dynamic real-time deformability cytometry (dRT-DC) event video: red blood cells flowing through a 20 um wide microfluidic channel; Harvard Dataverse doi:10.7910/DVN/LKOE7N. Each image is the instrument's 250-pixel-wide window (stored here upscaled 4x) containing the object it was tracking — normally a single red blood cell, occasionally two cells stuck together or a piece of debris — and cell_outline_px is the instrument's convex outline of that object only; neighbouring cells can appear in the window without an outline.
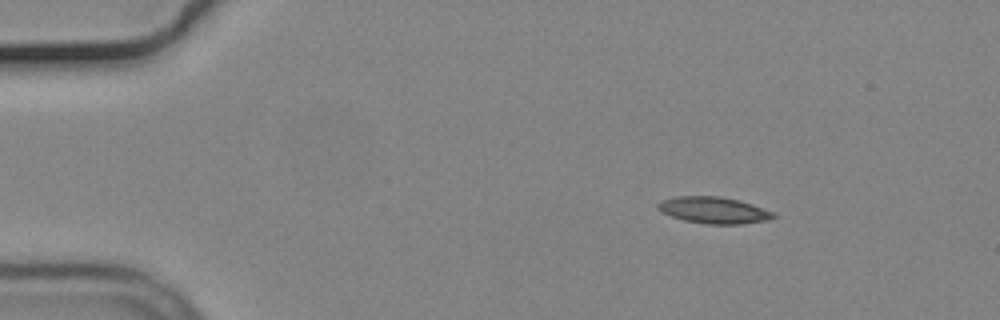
{"species": "common noctule bat (a hibernating species)", "species_latin": "Nyctalus noctula", "temperature_condition": "cold", "stored_images_in_passage": 48, "camera_frame_rate_fps": 3000, "um_per_image_px": 0.085, "animal": {"sex": "male", "body_mass_g": 19.2, "forearm_length_mm": 51.8}, "frame": {"image": 1, "passage_image": 1, "time_ms": 0.0, "image_size_px": [1000, 320], "cell_outline_px": [[776, 216], [768, 220], [740, 224], [708, 224], [684, 220], [660, 212], [656, 208], [656, 204], [660, 200], [676, 196], [720, 196], [752, 204], [772, 212]], "centroid_in_image_um": [60.6, 17.86], "position_along_channel_um": 24.4, "area_um2": 17.8}}
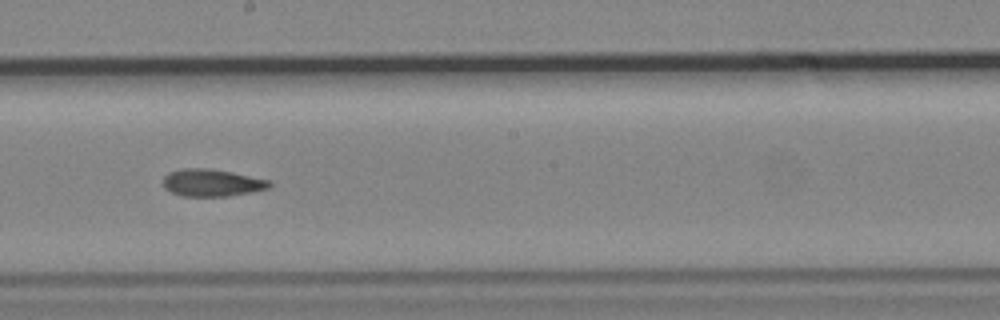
{"frame": {"image": 2, "passage_image": 24, "time_ms": 7.667, "image_size_px": [1000, 320], "cell_outline_px": [[272, 184], [268, 188], [252, 192], [228, 196], [184, 196], [172, 192], [164, 188], [164, 176], [168, 172], [180, 168], [208, 168], [232, 172], [272, 180]], "centroid_in_image_um": [18.03, 15.52], "position_along_channel_um": 230.2, "area_um2": 16.99}}
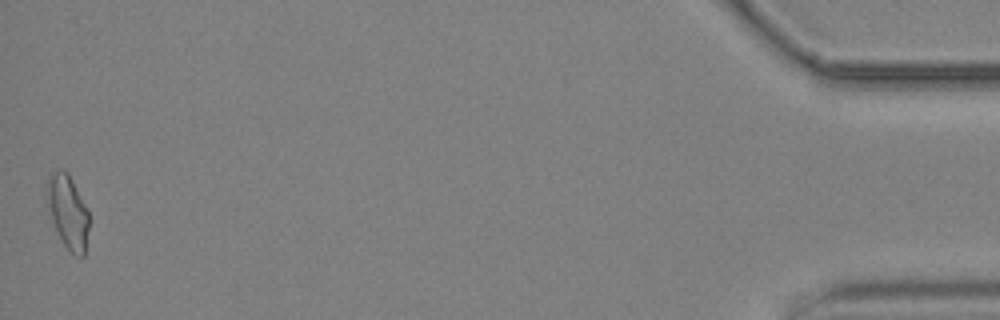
{"frame": {"image": 3, "passage_image": 48, "time_ms": 15.667, "image_size_px": [1000, 320], "cell_outline_px": [[88, 228], [84, 256], [76, 256], [64, 244], [52, 220], [44, 200], [44, 188], [48, 180], [56, 172], [64, 168], [68, 172], [88, 208]], "centroid_in_image_um": [5.74, 17.95], "position_along_channel_um": 429.5, "area_um2": 18.03}, "authors_computed_cell_mechanics": {"area_um2": 17.1088, "velocity_mm_per_s": 3.691, "shape_relaxation_time_tau1_ms": null, "shape_relaxation_time_tau2_ms": 10.3374, "deformation_change_tau1": null, "deformation_change_tau2": 0.1651}}